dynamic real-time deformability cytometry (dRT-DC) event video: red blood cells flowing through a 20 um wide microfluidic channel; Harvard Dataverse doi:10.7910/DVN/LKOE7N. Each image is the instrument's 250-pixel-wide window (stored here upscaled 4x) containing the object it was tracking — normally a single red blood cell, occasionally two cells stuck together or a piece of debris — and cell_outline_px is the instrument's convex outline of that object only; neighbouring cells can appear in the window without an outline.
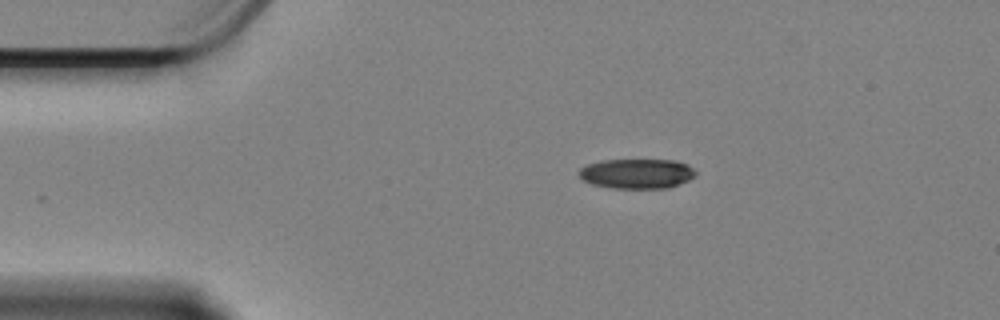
{"species": "Egyptian fruit bat (a non-hibernating species)", "species_latin": "Rousettus aegyptiacus", "temperature_condition": "cold", "stored_images_in_passage": 41, "camera_frame_rate_fps": 3000, "um_per_image_px": 0.085, "animal": {"sex": "female"}, "frame": {"image": 1, "passage_image": 1, "time_ms": 0.0, "image_size_px": [1000, 320], "cell_outline_px": [[696, 176], [688, 180], [668, 188], [612, 188], [592, 184], [584, 180], [576, 172], [580, 168], [588, 164], [600, 160], [672, 160], [688, 164], [696, 172]], "centroid_in_image_um": [54.12, 14.75], "position_along_channel_um": 30.9, "area_um2": 20.29}}
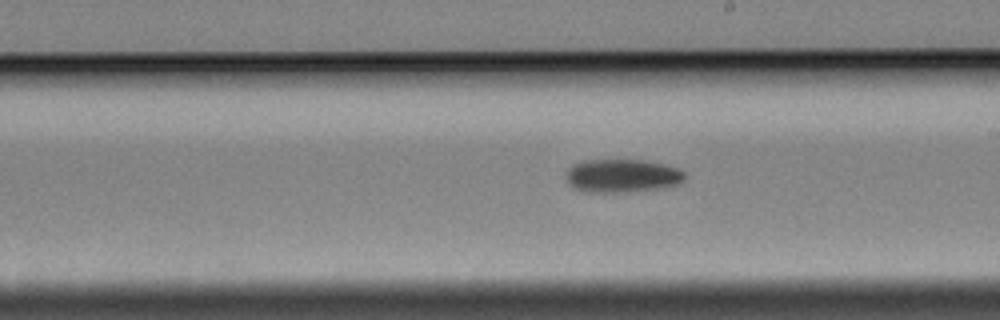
{"frame": {"image": 2, "passage_image": 23, "time_ms": 7.333, "image_size_px": [1000, 320], "cell_outline_px": [[684, 180], [676, 184], [664, 188], [624, 192], [584, 192], [572, 188], [568, 184], [564, 176], [568, 168], [584, 160], [644, 160], [676, 168], [684, 172]], "centroid_in_image_um": [52.81, 14.95], "position_along_channel_um": 236.2, "area_um2": 23.06}}
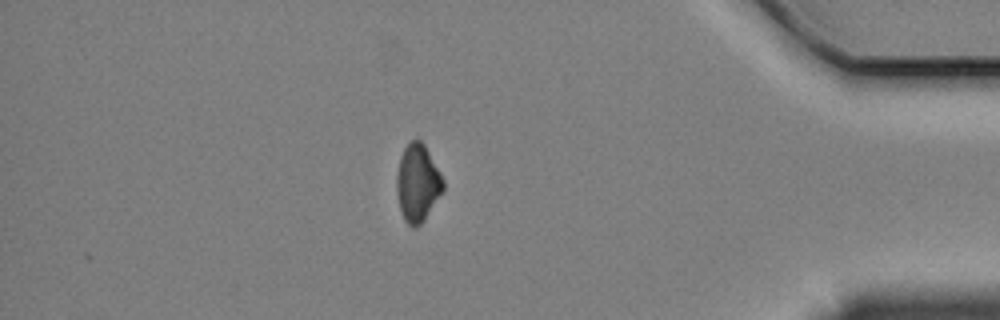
{"frame": {"image": 3, "passage_image": 41, "time_ms": 13.333, "image_size_px": [1000, 320], "cell_outline_px": [[444, 192], [424, 220], [416, 228], [412, 228], [404, 220], [400, 208], [396, 192], [396, 176], [400, 156], [404, 148], [412, 140], [420, 140], [424, 144], [440, 172], [444, 180]], "centroid_in_image_um": [35.5, 15.58], "position_along_channel_um": 399.7, "area_um2": 21.15}, "authors_computed_cell_mechanics": {"area_um2": 23.12, "velocity_mm_per_s": 3.3709, "shape_relaxation_time_tau1_ms": 3.4153, "shape_relaxation_time_tau2_ms": null, "deformation_change_tau1": 0.1034, "deformation_change_tau2": null}}